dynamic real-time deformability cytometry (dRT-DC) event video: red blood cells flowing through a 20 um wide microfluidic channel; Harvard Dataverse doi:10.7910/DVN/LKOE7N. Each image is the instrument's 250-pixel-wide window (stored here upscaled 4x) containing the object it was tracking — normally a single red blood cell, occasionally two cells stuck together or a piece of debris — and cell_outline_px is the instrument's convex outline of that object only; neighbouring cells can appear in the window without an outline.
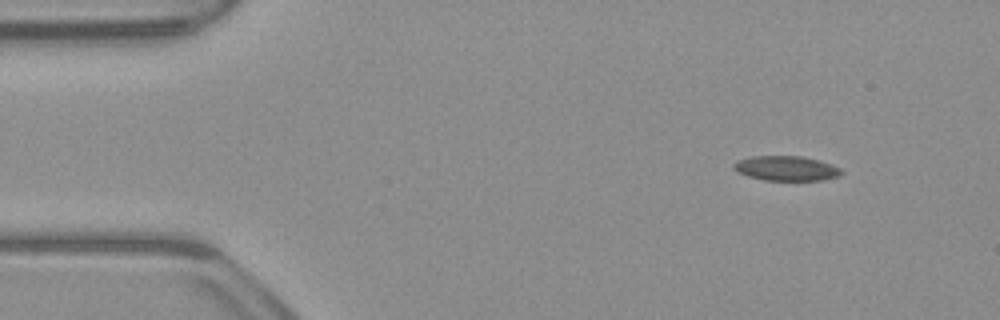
{"species": "common noctule bat (a hibernating species)", "species_latin": "Nyctalus noctula", "temperature_condition": "warm", "stored_images_in_passage": 48, "camera_frame_rate_fps": 3000, "um_per_image_px": 0.085, "animal": {"sex": "male", "body_mass_g": 23.1, "forearm_length_mm": 52.7}, "frame": {"image": 1, "passage_image": 1, "time_ms": 0.0, "image_size_px": [1000, 320], "cell_outline_px": [[844, 172], [840, 176], [820, 180], [764, 180], [748, 176], [740, 172], [732, 164], [736, 160], [752, 156], [804, 156], [820, 160], [832, 164], [840, 168]], "centroid_in_image_um": [66.88, 14.3], "position_along_channel_um": 18.1, "area_um2": 15.55}}
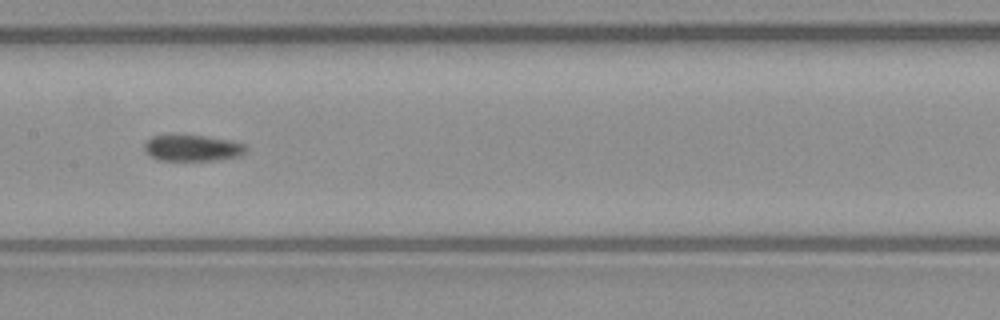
{"frame": {"image": 2, "passage_image": 21, "time_ms": 6.667, "image_size_px": [1000, 320], "cell_outline_px": [[248, 148], [240, 156], [216, 160], [156, 160], [148, 156], [144, 152], [144, 144], [152, 136], [168, 132], [176, 132], [204, 136], [228, 140], [244, 144]], "centroid_in_image_um": [16.25, 12.54], "position_along_channel_um": 191.2, "area_um2": 16.24}}
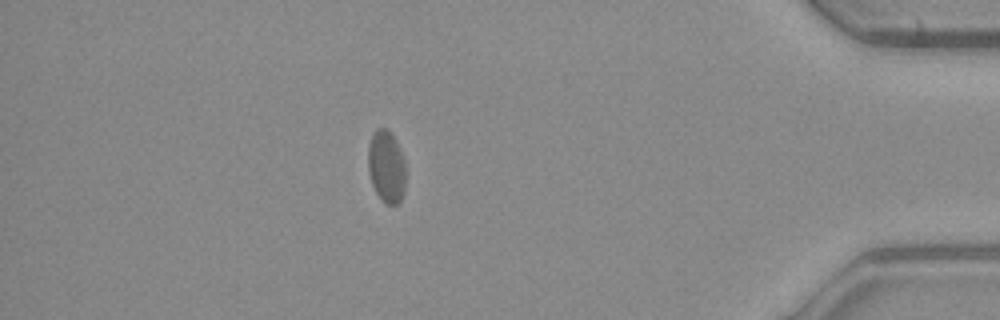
{"frame": {"image": 3, "passage_image": 41, "time_ms": 13.333, "image_size_px": [1000, 320], "cell_outline_px": [[404, 192], [400, 200], [396, 204], [384, 204], [376, 192], [372, 184], [368, 172], [368, 144], [372, 132], [376, 128], [388, 128], [396, 140], [400, 148], [404, 160]], "centroid_in_image_um": [32.82, 14.12], "position_along_channel_um": 402.4, "area_um2": 16.01}, "authors_computed_cell_mechanics": {"area_um2": 16.0973, "velocity_mm_per_s": 3.9285, "shape_relaxation_time_tau1_ms": null, "shape_relaxation_time_tau2_ms": 2.8408, "deformation_change_tau1": null, "deformation_change_tau2": 0.0675}}